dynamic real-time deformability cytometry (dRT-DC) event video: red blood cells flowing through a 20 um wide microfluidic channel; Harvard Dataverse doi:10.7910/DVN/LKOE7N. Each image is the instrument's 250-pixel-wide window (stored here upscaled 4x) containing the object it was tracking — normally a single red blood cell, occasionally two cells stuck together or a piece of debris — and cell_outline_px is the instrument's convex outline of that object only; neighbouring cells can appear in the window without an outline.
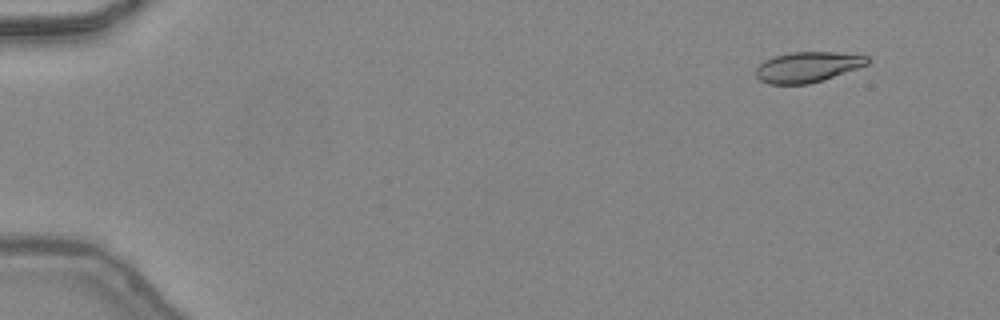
{"species": "common noctule bat (a hibernating species)", "species_latin": "Nyctalus noctula", "temperature_condition": "warm", "stored_images_in_passage": 46, "camera_frame_rate_fps": 3000, "um_per_image_px": 0.085, "animal": {"sex": "female", "body_mass_g": 24.6, "forearm_length_mm": 56.2}, "frame": {"image": 1, "passage_image": 3, "time_ms": 0.667, "image_size_px": [1000, 320], "cell_outline_px": [[868, 64], [824, 80], [808, 84], [768, 84], [760, 80], [756, 76], [756, 68], [764, 60], [776, 56], [792, 52], [836, 52], [868, 56]], "centroid_in_image_um": [68.63, 5.7], "position_along_channel_um": 16.4, "area_um2": 19.65}}
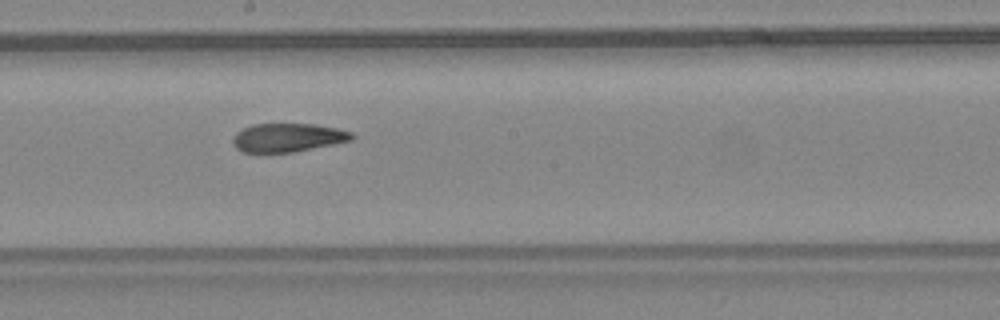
{"frame": {"image": 2, "passage_image": 26, "time_ms": 8.333, "image_size_px": [1000, 320], "cell_outline_px": [[356, 136], [352, 140], [292, 152], [244, 152], [236, 148], [232, 144], [232, 136], [236, 132], [252, 124], [316, 124], [336, 128], [352, 132]], "centroid_in_image_um": [24.44, 11.68], "position_along_channel_um": 223.8, "area_um2": 19.77}}
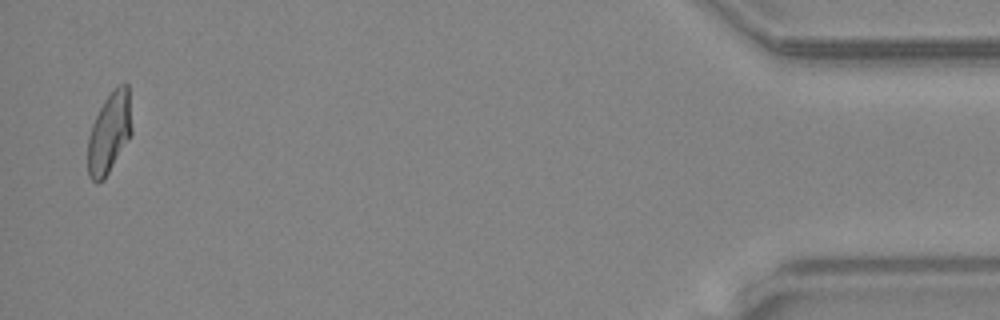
{"frame": {"image": 3, "passage_image": 45, "time_ms": 14.667, "image_size_px": [1000, 320], "cell_outline_px": [[132, 132], [104, 180], [96, 184], [88, 176], [88, 136], [92, 124], [104, 100], [112, 88], [120, 84], [128, 84], [132, 128]], "centroid_in_image_um": [9.28, 11.28], "position_along_channel_um": 425.9, "area_um2": 20.69}, "authors_computed_cell_mechanics": {"area_um2": 20.6924, "velocity_mm_per_s": 4.4605, "shape_relaxation_time_tau1_ms": 5.7428, "shape_relaxation_time_tau2_ms": 1.5926, "deformation_change_tau1": 0.2024, "deformation_change_tau2": 0.0839}}